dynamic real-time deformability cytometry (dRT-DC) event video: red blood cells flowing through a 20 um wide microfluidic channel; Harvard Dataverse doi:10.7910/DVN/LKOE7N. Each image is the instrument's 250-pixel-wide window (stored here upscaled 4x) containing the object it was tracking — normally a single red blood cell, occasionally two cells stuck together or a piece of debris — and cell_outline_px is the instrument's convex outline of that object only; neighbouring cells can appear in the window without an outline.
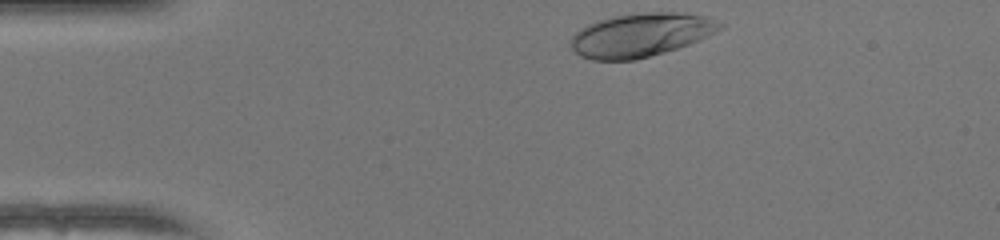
{"species": "human", "species_latin": "Homo sapiens", "temperature_condition": "warm", "stored_images_in_passage": 32, "camera_frame_rate_fps": 3000, "um_per_image_px": 0.085, "donor": {"sex": "female"}, "frame": {"image": 1, "passage_image": 1, "time_ms": 0.0, "image_size_px": [1000, 240], "cell_outline_px": [[724, 28], [700, 40], [664, 52], [636, 60], [592, 60], [580, 56], [568, 44], [568, 40], [580, 28], [588, 24], [612, 16], [632, 12], [684, 12], [708, 16], [724, 24]], "centroid_in_image_um": [54.48, 2.95], "position_along_channel_um": 30.5, "area_um2": 38.44}}
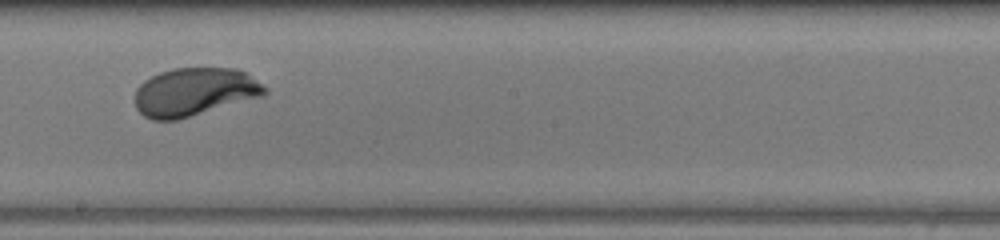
{"frame": {"image": 2, "passage_image": 20, "time_ms": 6.333, "image_size_px": [1000, 240], "cell_outline_px": [[268, 92], [264, 96], [176, 120], [152, 120], [144, 116], [136, 108], [136, 88], [144, 80], [160, 72], [172, 68], [236, 68], [248, 72], [268, 88]], "centroid_in_image_um": [16.57, 7.8], "position_along_channel_um": 231.6, "area_um2": 36.7}}
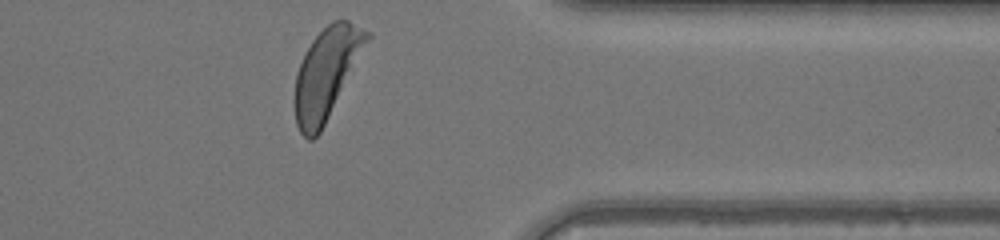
{"frame": {"image": 3, "passage_image": 32, "time_ms": 10.333, "image_size_px": [1000, 240], "cell_outline_px": [[372, 36], [320, 132], [312, 140], [308, 140], [300, 132], [296, 124], [292, 100], [296, 72], [304, 52], [312, 40], [332, 20], [348, 20], [372, 32]], "centroid_in_image_um": [27.72, 6.22], "position_along_channel_um": 383.7, "area_um2": 38.38}, "authors_computed_cell_mechanics": {"area_um2": 36.7608, "velocity_mm_per_s": 4.1161, "shape_relaxation_time_tau1_ms": 2.4113, "shape_relaxation_time_tau2_ms": null, "deformation_change_tau1": 0.1658, "deformation_change_tau2": null}}